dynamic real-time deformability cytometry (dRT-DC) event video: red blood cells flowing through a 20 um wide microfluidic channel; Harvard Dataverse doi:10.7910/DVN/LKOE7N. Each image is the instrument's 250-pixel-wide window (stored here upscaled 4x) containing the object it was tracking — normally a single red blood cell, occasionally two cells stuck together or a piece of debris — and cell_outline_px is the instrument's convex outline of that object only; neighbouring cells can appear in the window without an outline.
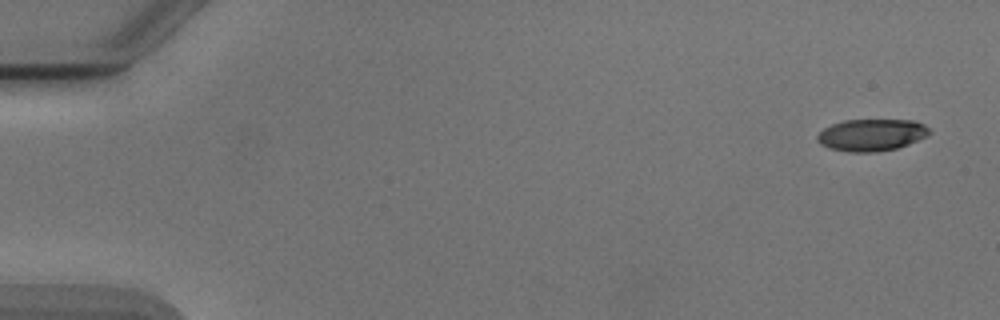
{"species": "Egyptian fruit bat (a non-hibernating species)", "species_latin": "Rousettus aegyptiacus", "temperature_condition": "cold", "stored_images_in_passage": 50, "camera_frame_rate_fps": 3000, "um_per_image_px": 0.085, "animal": {"sex": "male"}, "frame": {"image": 1, "passage_image": 1, "time_ms": 0.0, "image_size_px": [1000, 320], "cell_outline_px": [[932, 132], [928, 136], [908, 144], [896, 148], [876, 152], [848, 152], [828, 148], [820, 144], [816, 140], [816, 136], [824, 128], [832, 124], [844, 120], [916, 120], [924, 124]], "centroid_in_image_um": [74.08, 11.47], "position_along_channel_um": 10.9, "area_um2": 21.04}}
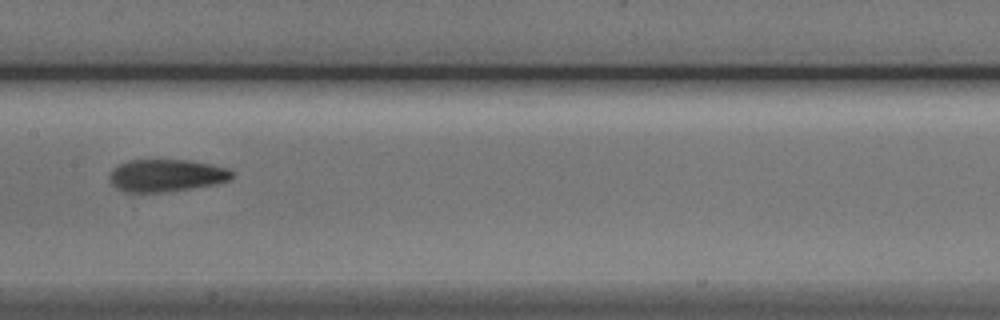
{"frame": {"image": 2, "passage_image": 26, "time_ms": 8.333, "image_size_px": [1000, 320], "cell_outline_px": [[232, 180], [216, 184], [160, 192], [124, 192], [116, 188], [108, 180], [108, 176], [112, 168], [128, 160], [192, 160], [212, 164], [228, 168], [232, 172]], "centroid_in_image_um": [14.11, 14.9], "position_along_channel_um": 193.3, "area_um2": 23.24}}
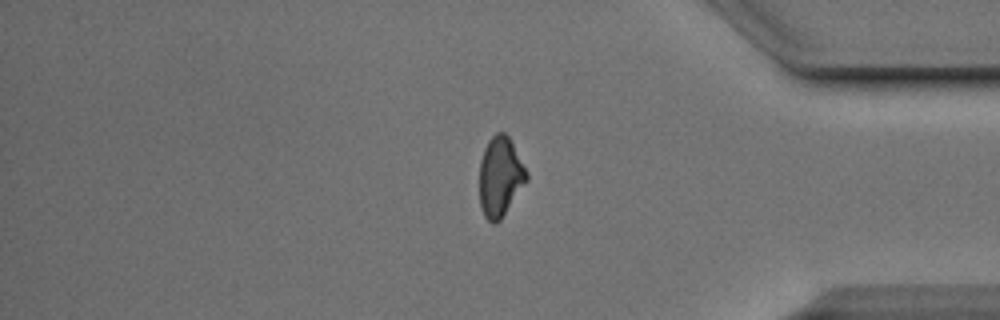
{"frame": {"image": 3, "passage_image": 43, "time_ms": 14.0, "image_size_px": [1000, 320], "cell_outline_px": [[528, 180], [500, 220], [496, 224], [492, 224], [484, 216], [480, 208], [480, 160], [484, 148], [488, 140], [496, 132], [504, 132], [508, 136], [528, 172]], "centroid_in_image_um": [42.51, 15.03], "position_along_channel_um": 392.7, "area_um2": 21.96}}